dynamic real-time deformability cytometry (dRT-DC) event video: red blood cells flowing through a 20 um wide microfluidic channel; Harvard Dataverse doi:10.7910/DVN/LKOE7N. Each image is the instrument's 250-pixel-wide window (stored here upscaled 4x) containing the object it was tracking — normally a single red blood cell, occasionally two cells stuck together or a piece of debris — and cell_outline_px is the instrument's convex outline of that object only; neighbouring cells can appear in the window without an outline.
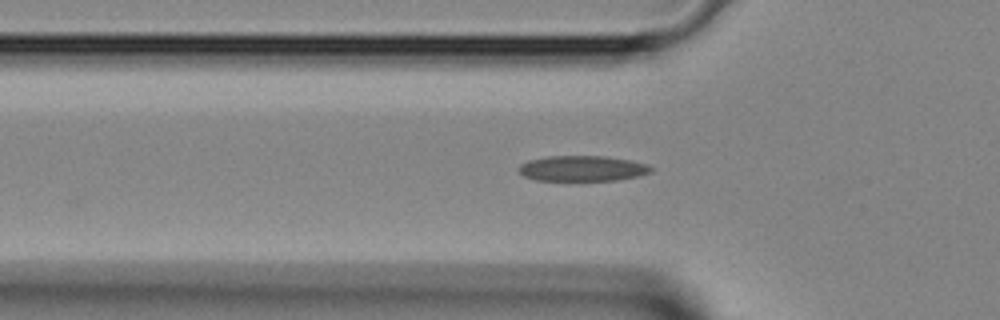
{"species": "Egyptian fruit bat (a non-hibernating species)", "species_latin": "Rousettus aegyptiacus", "temperature_condition": "room temperature", "stored_images_in_passage": 32, "camera_frame_rate_fps": 3000, "um_per_image_px": 0.085, "animal": {"sex": "female"}, "frame": {"image": 1, "passage_image": 2, "time_ms": 0.333, "image_size_px": [1000, 320], "cell_outline_px": [[652, 172], [640, 176], [616, 180], [536, 180], [524, 176], [516, 168], [520, 164], [528, 160], [548, 156], [604, 156], [628, 160], [648, 164], [652, 168]], "centroid_in_image_um": [49.49, 14.31], "position_along_channel_um": 76.3, "area_um2": 19.65}}
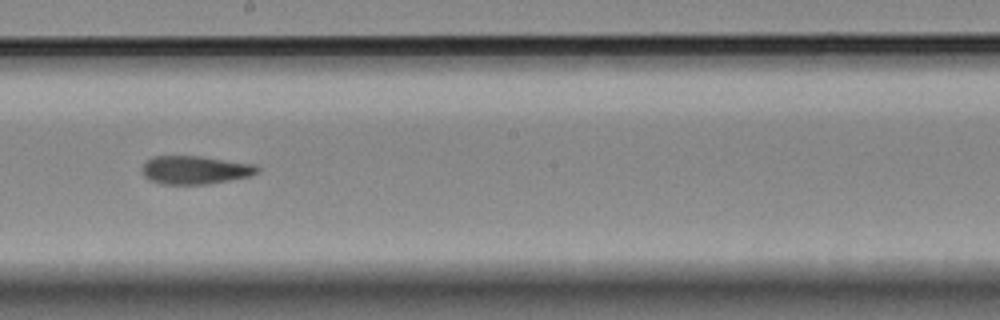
{"frame": {"image": 2, "passage_image": 12, "time_ms": 3.667, "image_size_px": [1000, 320], "cell_outline_px": [[260, 172], [252, 176], [208, 184], [164, 184], [152, 180], [144, 176], [144, 164], [148, 160], [156, 156], [200, 156], [252, 164], [260, 168]], "centroid_in_image_um": [16.65, 14.45], "position_along_channel_um": 231.5, "area_um2": 18.73}}
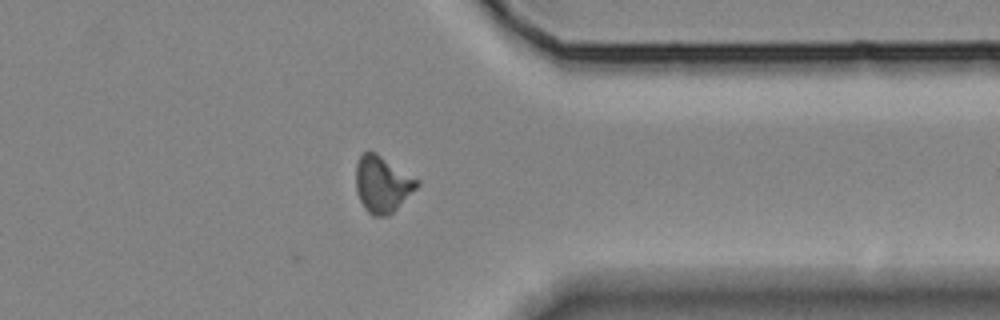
{"frame": {"image": 3, "passage_image": 22, "time_ms": 7.0, "image_size_px": [1000, 320], "cell_outline_px": [[420, 184], [388, 216], [372, 216], [364, 208], [356, 192], [356, 164], [360, 156], [364, 152], [376, 152], [420, 180]], "centroid_in_image_um": [32.49, 15.65], "position_along_channel_um": 378.9, "area_um2": 20.0}}